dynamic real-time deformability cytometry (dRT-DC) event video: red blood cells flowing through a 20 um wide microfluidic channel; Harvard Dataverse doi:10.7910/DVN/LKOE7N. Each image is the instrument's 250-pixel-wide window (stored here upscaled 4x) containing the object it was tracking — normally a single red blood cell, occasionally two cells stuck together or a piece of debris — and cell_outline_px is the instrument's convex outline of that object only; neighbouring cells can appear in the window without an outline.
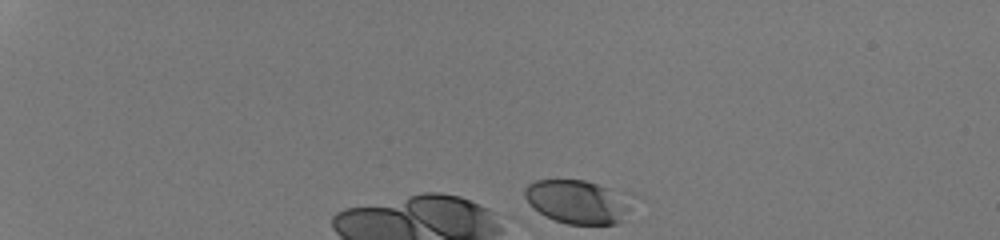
{"species": "human", "species_latin": "Homo sapiens", "temperature_condition": "room temperature", "stored_images_in_passage": 33, "camera_frame_rate_fps": 3000, "um_per_image_px": 0.085, "donor": {"sex": "male"}, "frame": {"image": 1, "passage_image": 1, "time_ms": 0.0, "image_size_px": [1000, 240], "cell_outline_px": [[644, 196], [616, 224], [568, 224], [544, 216], [536, 212], [524, 196], [524, 188], [528, 184], [536, 180], [584, 180], [632, 192]], "centroid_in_image_um": [49.29, 17.12], "position_along_channel_um": 35.7, "area_um2": 28.73}}
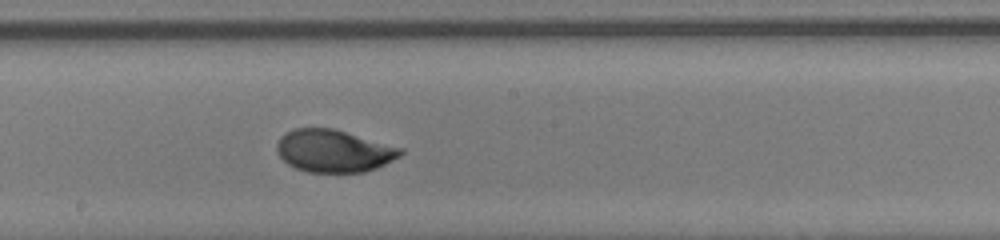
{"frame": {"image": 2, "passage_image": 22, "time_ms": 7.0, "image_size_px": [1000, 240], "cell_outline_px": [[404, 152], [400, 156], [376, 168], [364, 172], [308, 172], [296, 168], [288, 164], [276, 152], [276, 144], [280, 136], [296, 128], [332, 128], [404, 148]], "centroid_in_image_um": [28.37, 12.83], "position_along_channel_um": 219.8, "area_um2": 30.52}}
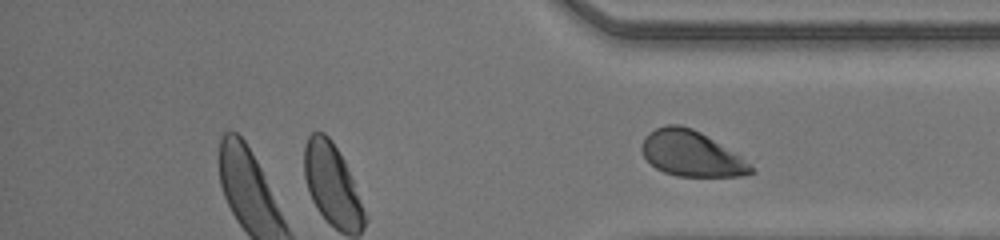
{"frame": {"image": 3, "passage_image": 33, "time_ms": 10.667, "image_size_px": [1000, 240], "cell_outline_px": [[756, 172], [744, 176], [676, 176], [664, 172], [656, 168], [644, 156], [640, 148], [644, 136], [648, 132], [656, 128], [668, 124], [680, 124], [692, 128], [700, 132], [740, 156]], "centroid_in_image_um": [58.72, 13.05], "position_along_channel_um": 376.5, "area_um2": 28.73}}